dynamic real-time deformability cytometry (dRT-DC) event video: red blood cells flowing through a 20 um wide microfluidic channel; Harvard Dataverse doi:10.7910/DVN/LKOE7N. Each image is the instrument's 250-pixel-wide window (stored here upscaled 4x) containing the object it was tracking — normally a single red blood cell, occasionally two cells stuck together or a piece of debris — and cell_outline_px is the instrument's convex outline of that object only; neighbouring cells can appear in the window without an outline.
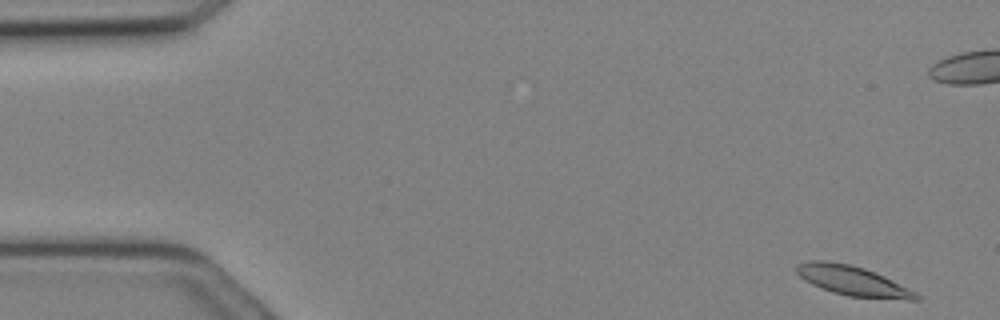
{"species": "Egyptian fruit bat (a non-hibernating species)", "species_latin": "Rousettus aegyptiacus", "temperature_condition": "cold", "stored_images_in_passage": 31, "camera_frame_rate_fps": 3000, "um_per_image_px": 0.085, "animal": {"sex": "female"}, "frame": {"image": 1, "passage_image": 1, "time_ms": 0.0, "image_size_px": [1000, 320], "cell_outline_px": [[904, 296], [852, 296], [836, 292], [824, 288], [808, 280], [800, 272], [808, 264], [844, 264], [860, 268], [872, 272], [888, 280], [900, 288]], "centroid_in_image_um": [72.26, 23.84], "position_along_channel_um": 12.7, "area_um2": 15.84}}
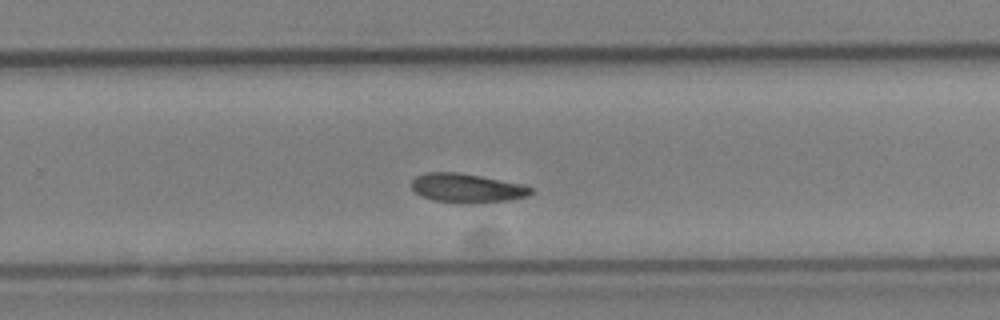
{"frame": {"image": 2, "passage_image": 19, "time_ms": 6.0, "image_size_px": [1000, 320], "cell_outline_px": [[528, 192], [520, 196], [492, 200], [444, 200], [428, 196], [420, 192], [412, 184], [420, 176], [472, 176], [512, 184], [528, 188]], "centroid_in_image_um": [39.67, 16.0], "position_along_channel_um": 290.1, "area_um2": 15.55}}
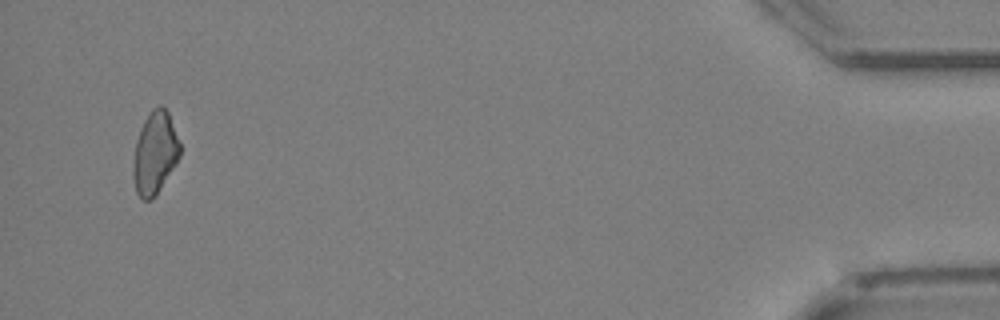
{"frame": {"image": 3, "passage_image": 31, "time_ms": 10.0, "image_size_px": [1000, 320], "cell_outline_px": [[180, 152], [176, 160], [156, 192], [148, 200], [140, 196], [136, 188], [136, 144], [140, 132], [148, 116], [152, 112], [160, 108], [164, 108], [168, 116], [180, 144]], "centroid_in_image_um": [13.2, 12.99], "position_along_channel_um": 422.0, "area_um2": 19.83}}